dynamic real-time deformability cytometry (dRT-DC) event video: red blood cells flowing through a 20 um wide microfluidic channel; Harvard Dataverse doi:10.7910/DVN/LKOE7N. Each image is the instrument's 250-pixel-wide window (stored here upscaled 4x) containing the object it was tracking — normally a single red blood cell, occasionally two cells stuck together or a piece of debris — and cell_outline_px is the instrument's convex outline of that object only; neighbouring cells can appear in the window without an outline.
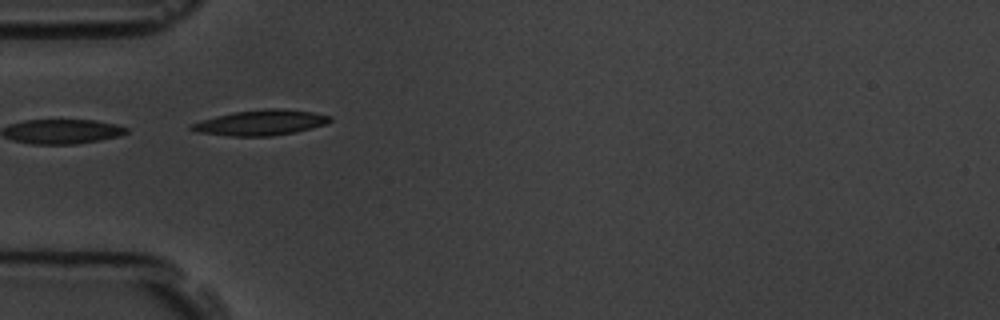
{"species": "common noctule bat (a hibernating species)", "species_latin": "Nyctalus noctula", "temperature_condition": "room temperature", "stored_images_in_passage": 9, "camera_frame_rate_fps": 3000, "um_per_image_px": 0.085, "animal": {"sex": "male", "body_mass_g": 19.5, "forearm_length_mm": 54.6}, "frame": {"image": 1, "passage_image": 3, "time_ms": 2.333, "image_size_px": [1000, 320], "cell_outline_px": [[332, 120], [324, 124], [296, 132], [272, 136], [228, 136], [200, 132], [188, 128], [192, 124], [216, 116], [232, 112], [264, 108], [284, 108], [312, 112], [332, 116]], "centroid_in_image_um": [22.2, 10.41], "position_along_channel_um": 62.8, "area_um2": 20.4}}
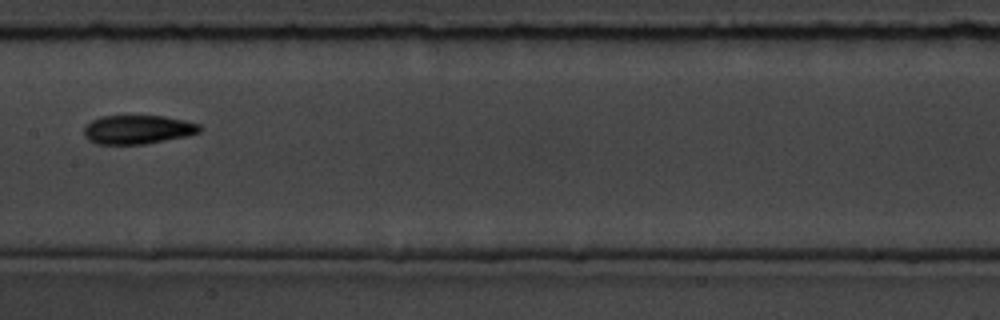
{"frame": {"image": 2, "passage_image": 6, "time_ms": 6.0, "image_size_px": [1000, 320], "cell_outline_px": [[200, 132], [184, 136], [144, 144], [96, 144], [88, 140], [84, 136], [84, 124], [100, 116], [164, 116], [184, 120], [200, 124]], "centroid_in_image_um": [11.65, 11.0], "position_along_channel_um": 195.8, "area_um2": 19.42}}
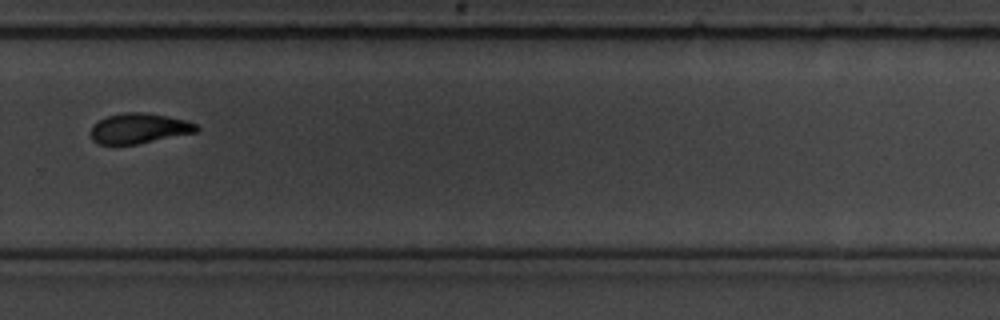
{"frame": {"image": 3, "passage_image": 9, "time_ms": 9.333, "image_size_px": [1000, 320], "cell_outline_px": [[200, 128], [196, 132], [136, 144], [100, 144], [92, 140], [92, 124], [108, 116], [124, 112], [144, 112], [168, 116], [184, 120], [196, 124]], "centroid_in_image_um": [11.82, 10.9], "position_along_channel_um": 318.0, "area_um2": 18.38}}